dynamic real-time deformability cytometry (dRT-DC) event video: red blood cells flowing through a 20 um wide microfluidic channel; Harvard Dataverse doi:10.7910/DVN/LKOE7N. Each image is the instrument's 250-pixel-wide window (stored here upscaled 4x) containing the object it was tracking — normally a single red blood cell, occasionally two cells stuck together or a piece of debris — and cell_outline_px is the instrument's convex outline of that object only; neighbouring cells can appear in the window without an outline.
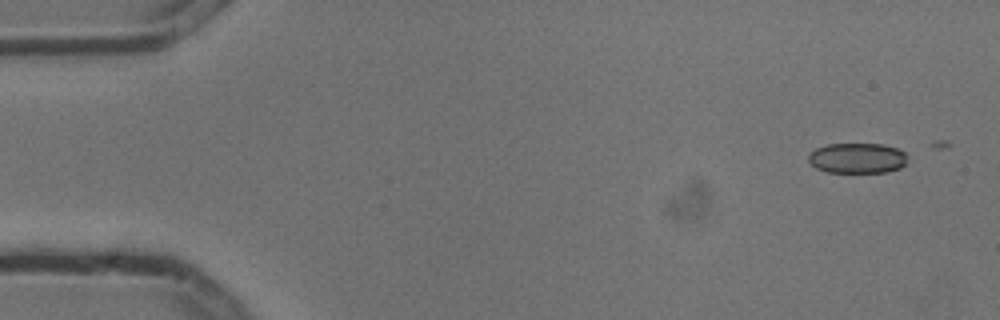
{"species": "common noctule bat (a hibernating species)", "species_latin": "Nyctalus noctula", "temperature_condition": "cold", "stored_images_in_passage": 6, "segment_of_instrument_passage": [2, 2], "camera_frame_rate_fps": 3000, "um_per_image_px": 0.085, "animal": {"sex": "male", "body_mass_g": 13.3}, "frame": {"image": 1, "passage_image": 6, "time_ms": 1.667, "image_size_px": [1000, 320], "cell_outline_px": [[904, 164], [900, 168], [884, 172], [828, 172], [816, 168], [808, 160], [808, 152], [816, 148], [828, 144], [884, 144], [896, 148], [904, 152]], "centroid_in_image_um": [72.81, 13.43], "position_along_channel_um": 12.2, "area_um2": 17.34}}